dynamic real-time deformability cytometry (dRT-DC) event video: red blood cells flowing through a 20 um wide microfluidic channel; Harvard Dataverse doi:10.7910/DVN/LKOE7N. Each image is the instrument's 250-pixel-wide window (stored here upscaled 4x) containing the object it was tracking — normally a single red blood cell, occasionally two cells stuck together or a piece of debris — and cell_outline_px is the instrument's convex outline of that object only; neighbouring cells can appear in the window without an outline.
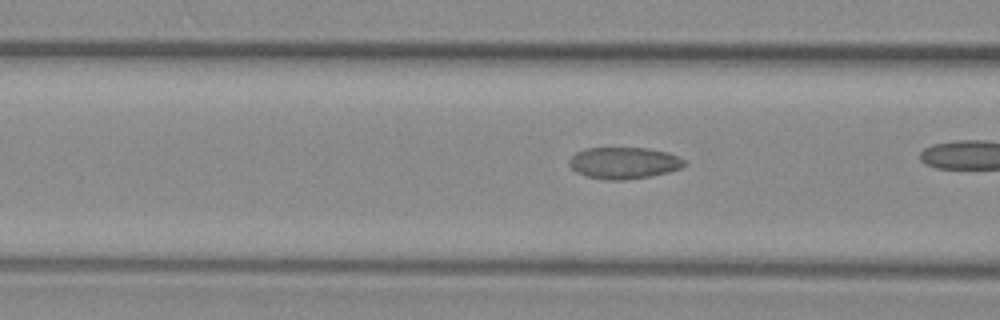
{"species": "common noctule bat (a hibernating species)", "species_latin": "Nyctalus noctula", "temperature_condition": "warm", "stored_images_in_passage": 30, "camera_frame_rate_fps": 3000, "um_per_image_px": 0.085, "animal": {"sex": "female", "body_mass_g": 29.2, "forearm_length_mm": 56.3}, "frame": {"image": 1, "passage_image": 9, "time_ms": 2.667, "image_size_px": [1000, 320], "cell_outline_px": [[684, 164], [680, 168], [668, 172], [652, 176], [624, 180], [604, 180], [584, 176], [576, 172], [568, 164], [568, 160], [576, 152], [584, 148], [644, 148], [668, 152], [684, 160]], "centroid_in_image_um": [52.97, 13.86], "position_along_channel_um": 113.6, "area_um2": 21.27}}